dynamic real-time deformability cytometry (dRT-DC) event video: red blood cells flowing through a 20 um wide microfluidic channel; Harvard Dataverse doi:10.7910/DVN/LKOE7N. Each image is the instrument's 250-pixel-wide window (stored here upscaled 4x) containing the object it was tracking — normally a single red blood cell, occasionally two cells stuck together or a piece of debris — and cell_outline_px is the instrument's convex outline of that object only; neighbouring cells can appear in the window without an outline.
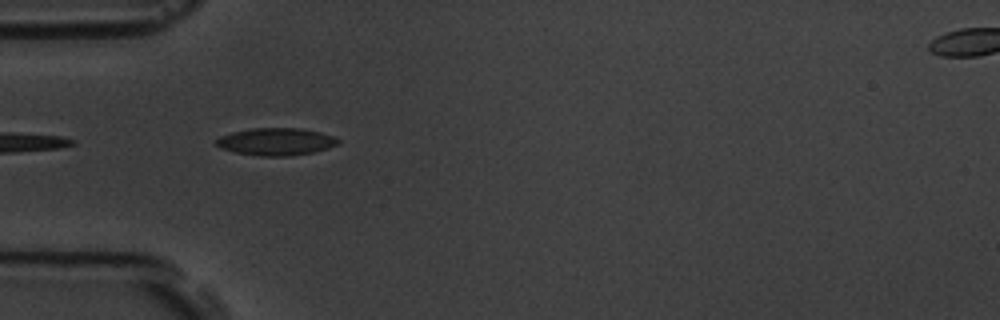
{"species": "common noctule bat (a hibernating species)", "species_latin": "Nyctalus noctula", "temperature_condition": "room temperature", "stored_images_in_passage": 5, "camera_frame_rate_fps": 3000, "um_per_image_px": 0.085, "animal": {"sex": "male", "body_mass_g": 19.5, "forearm_length_mm": 54.6}, "frame": {"image": 1, "passage_image": 4, "time_ms": 3.667, "image_size_px": [1000, 320], "cell_outline_px": [[340, 144], [328, 148], [312, 152], [288, 156], [260, 156], [236, 152], [220, 148], [216, 144], [216, 140], [220, 136], [232, 132], [252, 128], [300, 128], [320, 132], [332, 136], [340, 140]], "centroid_in_image_um": [23.47, 12.04], "position_along_channel_um": 61.5, "area_um2": 19.36}}
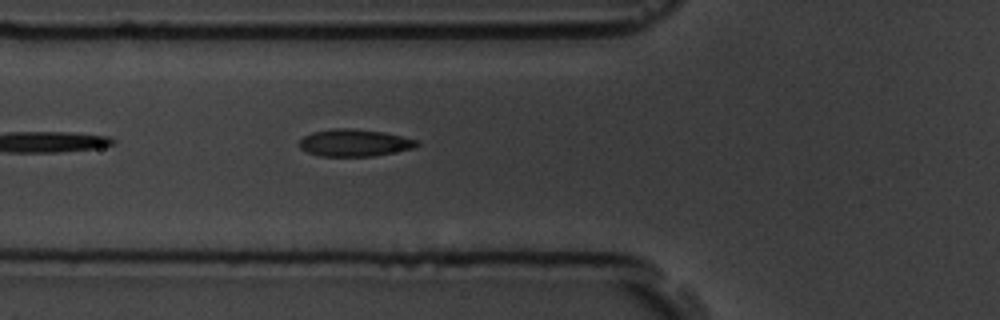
{"frame": {"image": 2, "passage_image": 5, "time_ms": 4.667, "image_size_px": [1000, 320], "cell_outline_px": [[420, 144], [416, 148], [372, 156], [320, 156], [308, 152], [300, 148], [300, 140], [304, 136], [312, 132], [332, 128], [352, 128], [384, 132], [416, 140]], "centroid_in_image_um": [30.13, 12.13], "position_along_channel_um": 95.7, "area_um2": 18.55}}